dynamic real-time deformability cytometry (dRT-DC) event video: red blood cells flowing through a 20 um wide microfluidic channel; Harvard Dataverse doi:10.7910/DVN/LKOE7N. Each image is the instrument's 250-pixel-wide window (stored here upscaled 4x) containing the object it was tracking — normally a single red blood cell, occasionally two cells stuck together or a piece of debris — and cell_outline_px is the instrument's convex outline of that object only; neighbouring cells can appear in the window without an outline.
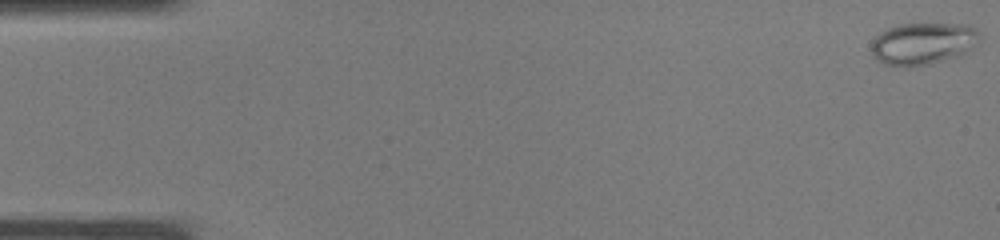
{"species": "common noctule bat (a hibernating species)", "species_latin": "Nyctalus noctula", "temperature_condition": "warm", "stored_images_in_passage": 9, "camera_frame_rate_fps": 3000, "um_per_image_px": 0.085, "animal": {"sex": "male", "body_mass_g": 19.0, "forearm_length_mm": 50.8}, "frame": {"image": 1, "passage_image": 1, "time_ms": 0.0, "image_size_px": [1000, 240], "cell_outline_px": [[980, 44], [956, 56], [928, 64], [908, 68], [884, 64], [876, 60], [872, 56], [872, 40], [880, 32], [888, 28], [900, 24], [968, 24], [976, 28], [980, 32]], "centroid_in_image_um": [78.46, 3.7], "position_along_channel_um": 6.5, "area_um2": 26.82}}